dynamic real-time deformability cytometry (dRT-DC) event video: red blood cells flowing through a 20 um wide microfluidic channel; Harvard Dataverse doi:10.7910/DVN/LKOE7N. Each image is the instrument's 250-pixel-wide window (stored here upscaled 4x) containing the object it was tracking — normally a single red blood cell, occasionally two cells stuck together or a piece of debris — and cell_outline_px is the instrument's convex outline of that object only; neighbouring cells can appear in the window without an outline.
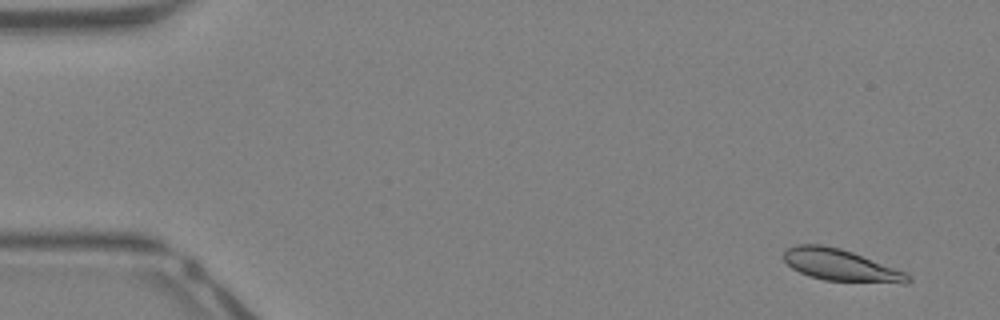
{"species": "Egyptian fruit bat (a non-hibernating species)", "species_latin": "Rousettus aegyptiacus", "temperature_condition": "warm", "stored_images_in_passage": 44, "camera_frame_rate_fps": 3000, "um_per_image_px": 0.085, "animal": {"sex": "female"}, "frame": {"image": 1, "passage_image": 3, "time_ms": 0.667, "image_size_px": [1000, 320], "cell_outline_px": [[912, 280], [908, 284], [904, 284], [824, 280], [808, 276], [792, 268], [784, 260], [784, 252], [788, 248], [796, 244], [820, 244], [840, 248], [852, 252], [904, 272], [912, 276]], "centroid_in_image_um": [71.47, 22.56], "position_along_channel_um": 13.5, "area_um2": 22.95}}
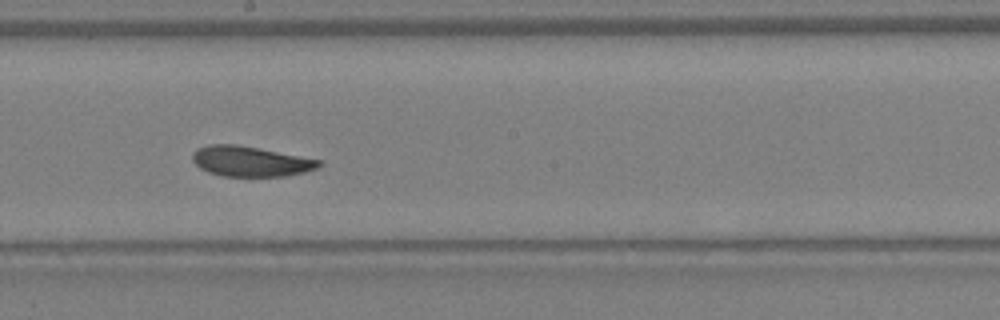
{"frame": {"image": 2, "passage_image": 25, "time_ms": 8.0, "image_size_px": [1000, 320], "cell_outline_px": [[324, 164], [320, 168], [304, 172], [284, 176], [220, 176], [208, 172], [200, 168], [192, 160], [192, 152], [196, 148], [208, 144], [236, 144], [324, 160]], "centroid_in_image_um": [21.32, 13.71], "position_along_channel_um": 226.9, "area_um2": 22.6}}
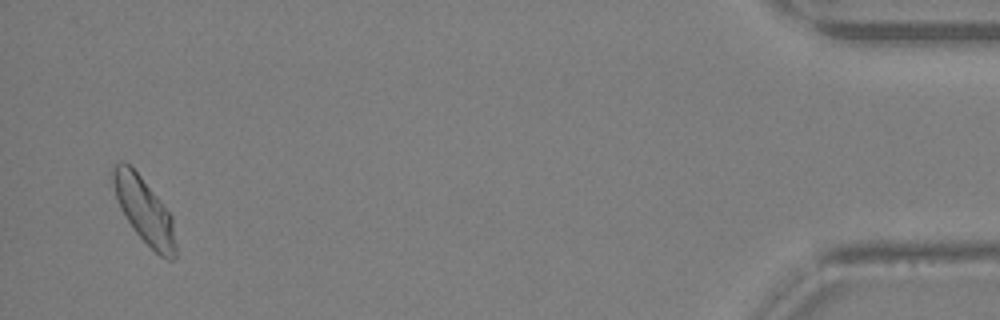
{"frame": {"image": 3, "passage_image": 43, "time_ms": 14.0, "image_size_px": [1000, 320], "cell_outline_px": [[176, 256], [172, 260], [168, 260], [160, 256], [136, 232], [124, 216], [120, 208], [116, 196], [112, 180], [112, 168], [120, 160], [124, 160], [140, 176], [160, 200], [172, 216], [176, 244]], "centroid_in_image_um": [12.26, 17.89], "position_along_channel_um": 422.9, "area_um2": 23.64}, "authors_computed_cell_mechanics": {"area_um2": 23.1489, "velocity_mm_per_s": 4.6498, "shape_relaxation_time_tau1_ms": 4.0818, "shape_relaxation_time_tau2_ms": 1.9408, "deformation_change_tau1": 0.1368, "deformation_change_tau2": 0.0643}}